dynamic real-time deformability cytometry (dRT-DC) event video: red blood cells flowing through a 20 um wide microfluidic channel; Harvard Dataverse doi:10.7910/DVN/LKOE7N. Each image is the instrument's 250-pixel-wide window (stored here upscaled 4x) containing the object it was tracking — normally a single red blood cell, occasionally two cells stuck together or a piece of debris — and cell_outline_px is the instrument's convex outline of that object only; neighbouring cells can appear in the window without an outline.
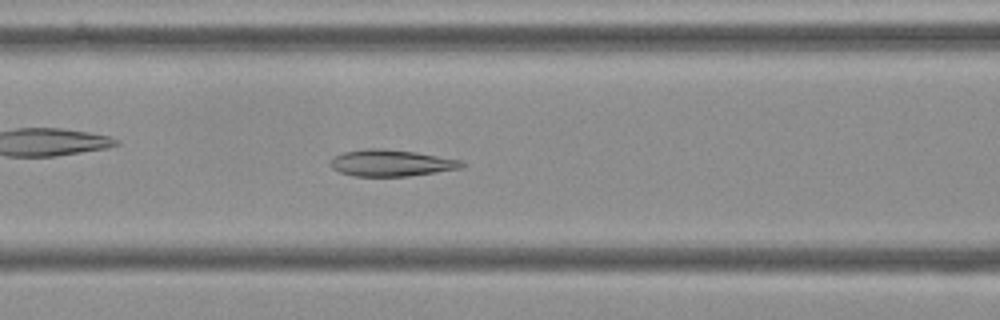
{"species": "Egyptian fruit bat (a non-hibernating species)", "species_latin": "Rousettus aegyptiacus", "temperature_condition": "cold", "stored_images_in_passage": 55, "camera_frame_rate_fps": 3000, "um_per_image_px": 0.085, "frame": {"image": 1, "passage_image": 22, "time_ms": 7.0, "image_size_px": [1000, 320], "cell_outline_px": [[464, 164], [460, 168], [408, 176], [356, 176], [340, 172], [332, 168], [328, 164], [332, 156], [344, 152], [364, 148], [380, 148], [416, 152], [464, 160]], "centroid_in_image_um": [33.21, 13.84], "position_along_channel_um": 133.4, "area_um2": 20.4}}
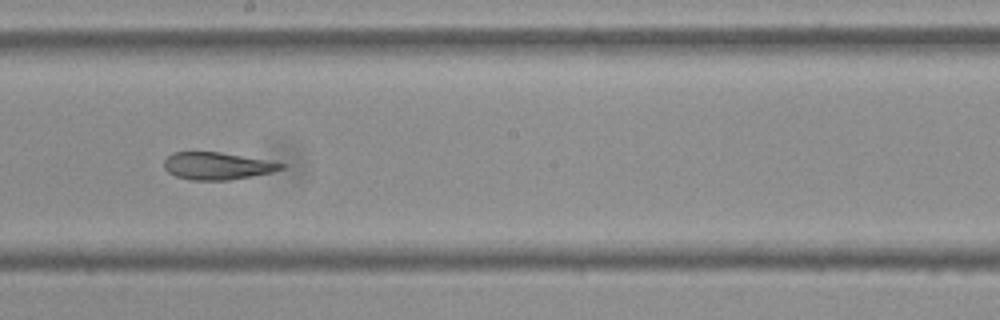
{"frame": {"image": 2, "passage_image": 30, "time_ms": 9.667, "image_size_px": [1000, 320], "cell_outline_px": [[288, 164], [284, 168], [272, 172], [252, 176], [228, 180], [192, 180], [176, 176], [168, 172], [164, 168], [164, 160], [172, 152], [220, 152]], "centroid_in_image_um": [18.46, 14.1], "position_along_channel_um": 229.7, "area_um2": 18.55}}
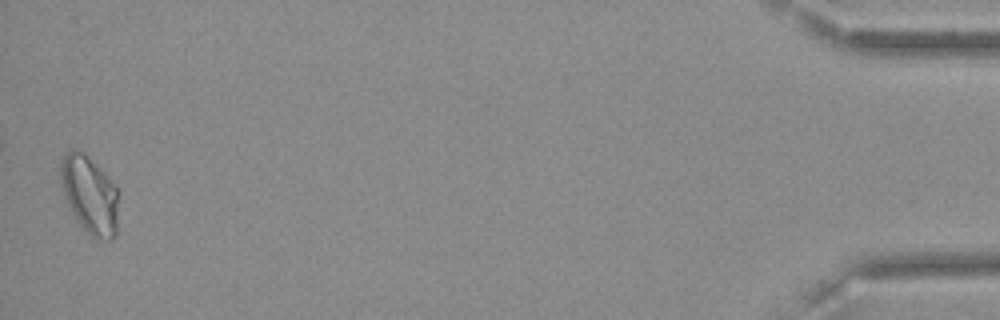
{"frame": {"image": 3, "passage_image": 54, "time_ms": 17.667, "image_size_px": [1000, 320], "cell_outline_px": [[120, 192], [116, 236], [112, 240], [108, 240], [92, 236], [80, 224], [72, 212], [68, 204], [60, 184], [60, 160], [72, 148], [80, 152], [116, 184]], "centroid_in_image_um": [7.66, 16.59], "position_along_channel_um": 427.5, "area_um2": 26.13}, "authors_computed_cell_mechanics": {"area_um2": 21.3282, "velocity_mm_per_s": 3.6158, "shape_relaxation_time_tau1_ms": null, "shape_relaxation_time_tau2_ms": 3.0504, "deformation_change_tau1": null, "deformation_change_tau2": 0.0826}}